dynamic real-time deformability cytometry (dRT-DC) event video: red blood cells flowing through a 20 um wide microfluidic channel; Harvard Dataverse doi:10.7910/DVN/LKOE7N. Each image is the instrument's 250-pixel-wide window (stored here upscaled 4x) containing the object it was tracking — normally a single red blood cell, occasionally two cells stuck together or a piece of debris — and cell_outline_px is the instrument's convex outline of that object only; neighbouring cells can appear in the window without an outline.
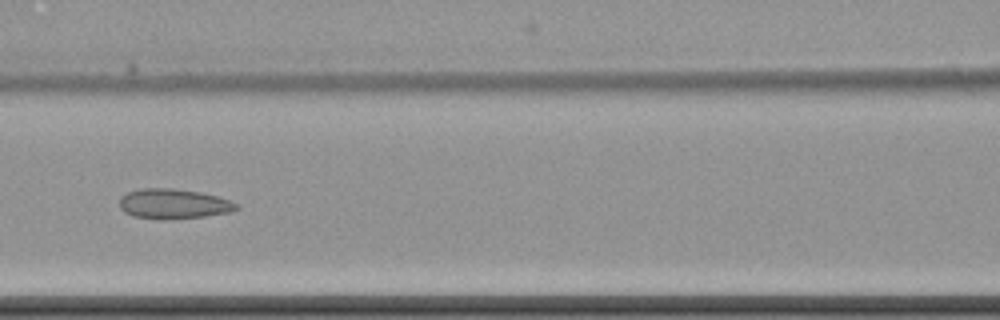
{"species": "common noctule bat (a hibernating species)", "species_latin": "Nyctalus noctula", "temperature_condition": "cold", "stored_images_in_passage": 10, "camera_frame_rate_fps": 3000, "um_per_image_px": 0.085, "animal": {"sex": "female", "body_mass_g": 22.7, "forearm_length_mm": 54.2}, "frame": {"image": 1, "passage_image": 7, "time_ms": 8.0, "image_size_px": [1000, 320], "cell_outline_px": [[240, 208], [232, 212], [204, 216], [168, 220], [160, 220], [132, 216], [124, 212], [120, 208], [120, 196], [128, 192], [140, 188], [172, 188], [200, 192], [232, 200]], "centroid_in_image_um": [14.74, 17.33], "position_along_channel_um": 151.9, "area_um2": 20.69}}
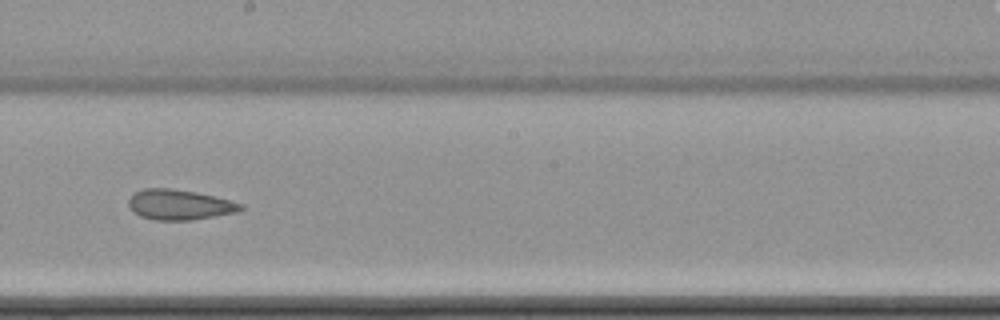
{"frame": {"image": 2, "passage_image": 9, "time_ms": 10.333, "image_size_px": [1000, 320], "cell_outline_px": [[244, 208], [236, 212], [216, 216], [192, 220], [152, 220], [140, 216], [132, 212], [128, 208], [128, 200], [136, 192], [144, 188], [172, 188], [196, 192], [216, 196], [232, 200], [244, 204]], "centroid_in_image_um": [15.26, 17.4], "position_along_channel_um": 232.9, "area_um2": 20.06}}
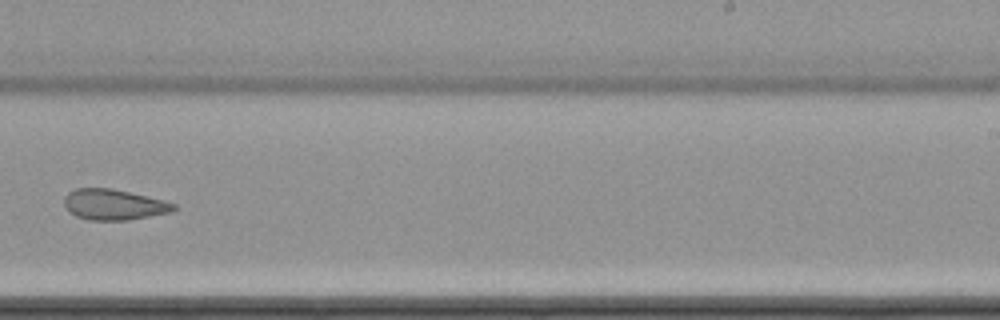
{"frame": {"image": 3, "passage_image": 10, "time_ms": 11.667, "image_size_px": [1000, 320], "cell_outline_px": [[176, 208], [172, 212], [128, 220], [88, 220], [76, 216], [68, 212], [64, 204], [64, 196], [68, 192], [76, 188], [112, 188], [176, 204]], "centroid_in_image_um": [9.62, 17.4], "position_along_channel_um": 279.4, "area_um2": 19.48}}